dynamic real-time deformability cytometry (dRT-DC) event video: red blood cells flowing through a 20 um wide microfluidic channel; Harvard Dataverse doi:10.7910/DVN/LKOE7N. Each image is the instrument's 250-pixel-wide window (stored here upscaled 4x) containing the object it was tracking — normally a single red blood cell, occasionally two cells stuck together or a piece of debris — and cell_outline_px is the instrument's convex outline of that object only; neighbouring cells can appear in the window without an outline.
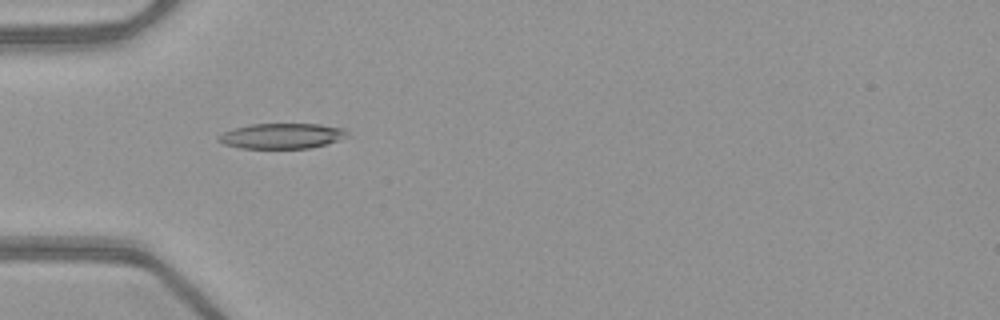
{"species": "common noctule bat (a hibernating species)", "species_latin": "Nyctalus noctula", "temperature_condition": "warm", "stored_images_in_passage": 36, "camera_frame_rate_fps": 3000, "um_per_image_px": 0.085, "animal": {"sex": "female", "body_mass_g": 21.9}, "frame": {"image": 1, "passage_image": 1, "time_ms": 0.0, "image_size_px": [1000, 320], "cell_outline_px": [[348, 136], [328, 144], [308, 148], [240, 148], [224, 144], [216, 140], [216, 136], [224, 132], [236, 128], [252, 124], [320, 124], [344, 128], [348, 132]], "centroid_in_image_um": [23.96, 11.55], "position_along_channel_um": 61.0, "area_um2": 19.02}}
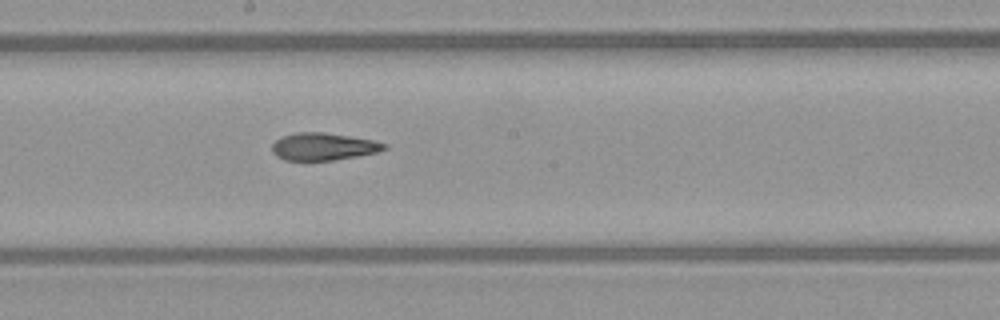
{"frame": {"image": 2, "passage_image": 13, "time_ms": 4.0, "image_size_px": [1000, 320], "cell_outline_px": [[388, 148], [376, 152], [360, 156], [332, 160], [284, 160], [276, 156], [272, 152], [272, 144], [276, 140], [284, 136], [296, 132], [324, 132], [372, 140], [388, 144]], "centroid_in_image_um": [27.49, 12.46], "position_along_channel_um": 220.7, "area_um2": 17.86}}
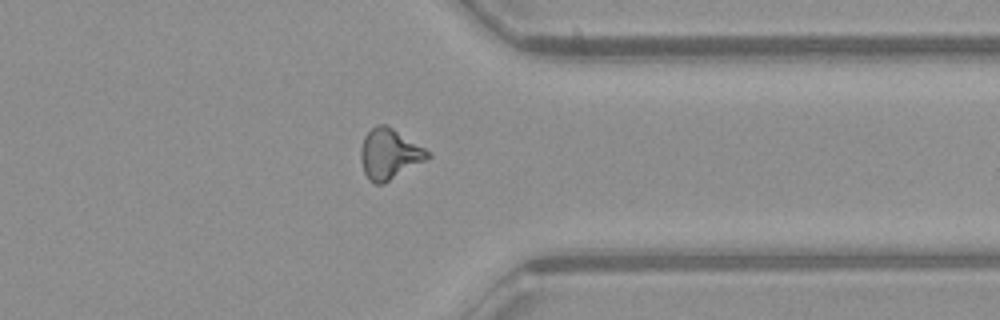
{"frame": {"image": 3, "passage_image": 25, "time_ms": 8.0, "image_size_px": [1000, 320], "cell_outline_px": [[432, 156], [384, 184], [376, 184], [368, 180], [364, 172], [360, 160], [360, 152], [364, 136], [376, 124], [388, 124], [432, 152]], "centroid_in_image_um": [33.11, 13.07], "position_along_channel_um": 378.3, "area_um2": 19.94}, "authors_computed_cell_mechanics": {"area_um2": 18.3226, "velocity_mm_per_s": 4.0521, "shape_relaxation_time_tau1_ms": null, "shape_relaxation_time_tau2_ms": 3.1897, "deformation_change_tau1": null, "deformation_change_tau2": 0.1241}}